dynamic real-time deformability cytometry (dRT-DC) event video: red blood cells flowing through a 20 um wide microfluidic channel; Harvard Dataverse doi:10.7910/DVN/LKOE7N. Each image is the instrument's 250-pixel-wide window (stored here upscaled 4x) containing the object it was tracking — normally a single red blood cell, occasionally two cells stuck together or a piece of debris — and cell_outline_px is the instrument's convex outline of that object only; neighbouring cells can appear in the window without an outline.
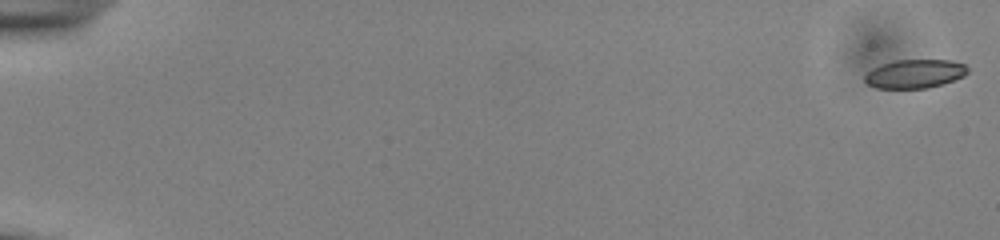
{"species": "common noctule bat (a hibernating species)", "species_latin": "Nyctalus noctula", "temperature_condition": "cold", "stored_images_in_passage": 55, "camera_frame_rate_fps": 3000, "um_per_image_px": 0.085, "animal": {"sex": "male", "body_mass_g": 13.0, "forearm_length_mm": 53.1}, "frame": {"image": 1, "passage_image": 1, "time_ms": 0.0, "image_size_px": [1000, 240], "cell_outline_px": [[968, 72], [964, 76], [928, 88], [876, 88], [868, 84], [864, 80], [864, 76], [872, 68], [880, 64], [896, 60], [952, 60], [964, 64], [968, 68]], "centroid_in_image_um": [77.74, 6.26], "position_along_channel_um": 7.3, "area_um2": 17.17}}
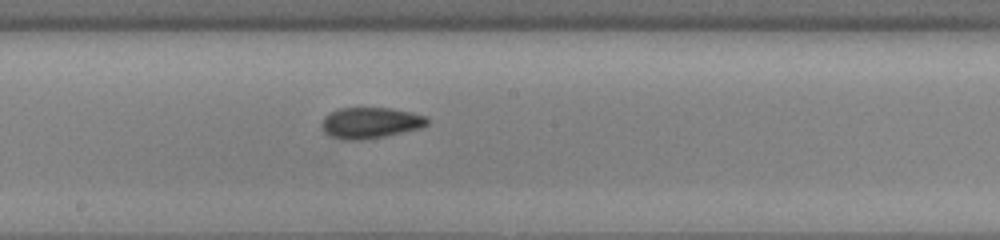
{"frame": {"image": 2, "passage_image": 32, "time_ms": 10.333, "image_size_px": [1000, 240], "cell_outline_px": [[428, 124], [420, 128], [384, 136], [360, 140], [344, 140], [332, 136], [324, 132], [320, 124], [324, 116], [328, 112], [340, 108], [392, 108], [412, 112], [428, 116]], "centroid_in_image_um": [31.47, 10.43], "position_along_channel_um": 216.7, "area_um2": 19.19}}
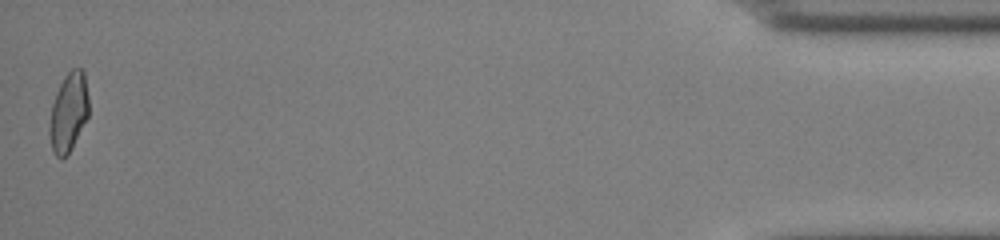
{"frame": {"image": 3, "passage_image": 55, "time_ms": 18.0, "image_size_px": [1000, 240], "cell_outline_px": [[88, 116], [72, 148], [60, 160], [52, 152], [48, 132], [48, 128], [52, 104], [56, 92], [64, 76], [72, 68], [84, 68], [88, 96]], "centroid_in_image_um": [5.81, 9.53], "position_along_channel_um": 429.4, "area_um2": 18.26}, "authors_computed_cell_mechanics": {"area_um2": 18.496, "velocity_mm_per_s": 3.8541, "shape_relaxation_time_tau1_ms": 9.1426, "shape_relaxation_time_tau2_ms": 2.0637, "deformation_change_tau1": 0.1556, "deformation_change_tau2": 0.0665}}